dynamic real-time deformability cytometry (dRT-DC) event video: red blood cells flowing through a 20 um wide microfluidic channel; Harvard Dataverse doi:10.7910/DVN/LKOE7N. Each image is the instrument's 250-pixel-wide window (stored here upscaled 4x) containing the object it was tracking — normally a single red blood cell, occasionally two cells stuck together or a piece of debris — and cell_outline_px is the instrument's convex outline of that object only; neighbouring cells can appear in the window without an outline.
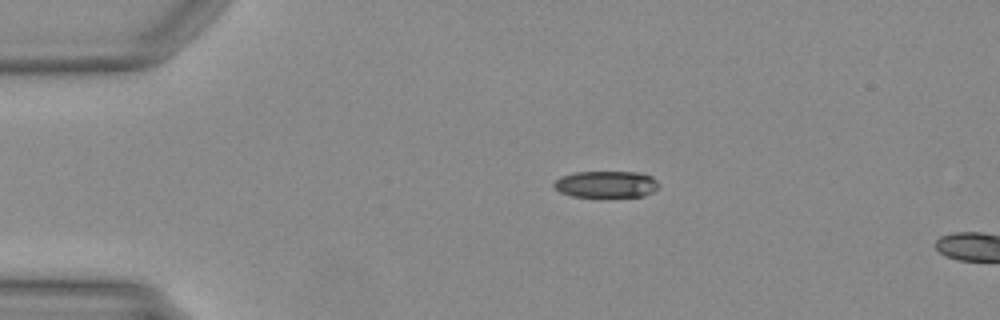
{"species": "Egyptian fruit bat (a non-hibernating species)", "species_latin": "Rousettus aegyptiacus", "temperature_condition": "warm", "stored_images_in_passage": 9, "camera_frame_rate_fps": 3000, "um_per_image_px": 0.085, "animal": {"sex": "female"}, "frame": {"image": 1, "passage_image": 6, "time_ms": 1.667, "image_size_px": [1000, 320], "cell_outline_px": [[660, 184], [652, 192], [644, 196], [572, 196], [560, 192], [552, 184], [560, 176], [576, 172], [640, 172], [652, 176]], "centroid_in_image_um": [51.53, 15.65], "position_along_channel_um": 33.5, "area_um2": 16.18}}